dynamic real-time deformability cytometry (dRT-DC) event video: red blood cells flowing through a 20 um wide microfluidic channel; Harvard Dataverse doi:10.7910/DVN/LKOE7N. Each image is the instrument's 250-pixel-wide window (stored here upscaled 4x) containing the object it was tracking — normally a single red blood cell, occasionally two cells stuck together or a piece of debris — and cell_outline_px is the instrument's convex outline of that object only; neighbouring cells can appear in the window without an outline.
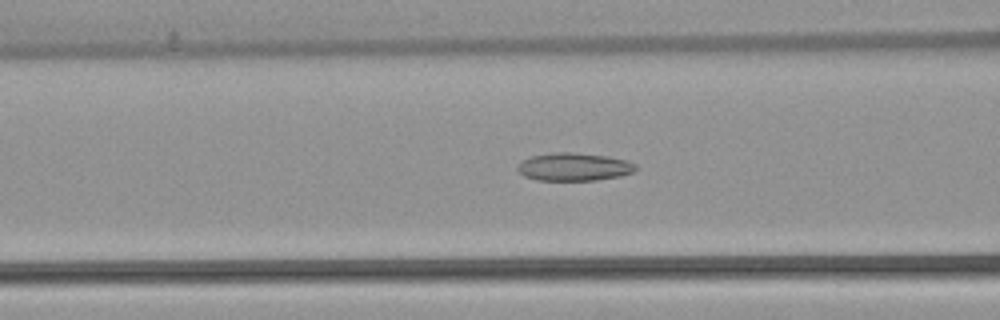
{"species": "common noctule bat (a hibernating species)", "species_latin": "Nyctalus noctula", "temperature_condition": "warm", "stored_images_in_passage": 45, "camera_frame_rate_fps": 3000, "um_per_image_px": 0.085, "animal": {"sex": "female", "body_mass_g": 22.7, "forearm_length_mm": 54.2}, "frame": {"image": 1, "passage_image": 12, "time_ms": 3.667, "image_size_px": [1000, 320], "cell_outline_px": [[636, 168], [632, 172], [620, 176], [596, 180], [536, 180], [524, 176], [516, 168], [520, 160], [532, 156], [552, 152], [572, 152], [608, 156], [628, 160], [636, 164]], "centroid_in_image_um": [48.77, 14.17], "position_along_channel_um": 117.8, "area_um2": 19.36}}
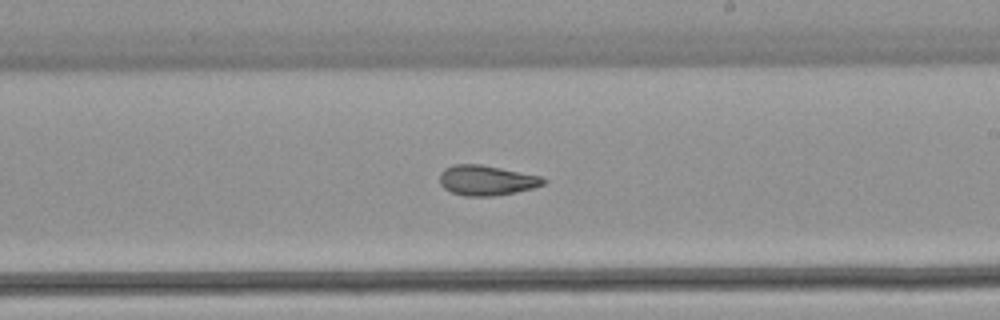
{"frame": {"image": 2, "passage_image": 22, "time_ms": 7.0, "image_size_px": [1000, 320], "cell_outline_px": [[548, 180], [544, 184], [532, 188], [516, 192], [492, 196], [464, 196], [452, 192], [444, 188], [440, 184], [440, 172], [444, 168], [452, 164], [480, 164], [544, 176]], "centroid_in_image_um": [41.37, 15.32], "position_along_channel_um": 247.6, "area_um2": 18.38}}
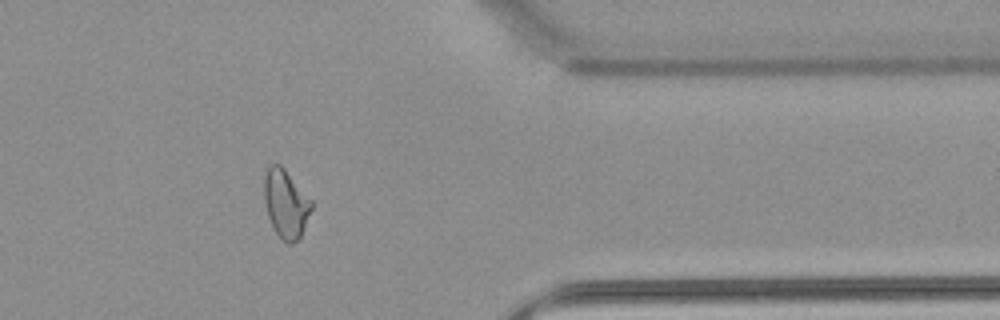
{"frame": {"image": 3, "passage_image": 34, "time_ms": 11.0, "image_size_px": [1000, 320], "cell_outline_px": [[312, 208], [300, 240], [292, 244], [288, 244], [276, 232], [268, 216], [264, 200], [264, 176], [268, 164], [280, 164], [284, 168], [312, 200]], "centroid_in_image_um": [24.3, 17.31], "position_along_channel_um": 387.1, "area_um2": 18.9}, "authors_computed_cell_mechanics": {"area_um2": 19.3052, "velocity_mm_per_s": 3.9006, "shape_relaxation_time_tau1_ms": null, "shape_relaxation_time_tau2_ms": 1.8915, "deformation_change_tau1": null, "deformation_change_tau2": 0.0945}}